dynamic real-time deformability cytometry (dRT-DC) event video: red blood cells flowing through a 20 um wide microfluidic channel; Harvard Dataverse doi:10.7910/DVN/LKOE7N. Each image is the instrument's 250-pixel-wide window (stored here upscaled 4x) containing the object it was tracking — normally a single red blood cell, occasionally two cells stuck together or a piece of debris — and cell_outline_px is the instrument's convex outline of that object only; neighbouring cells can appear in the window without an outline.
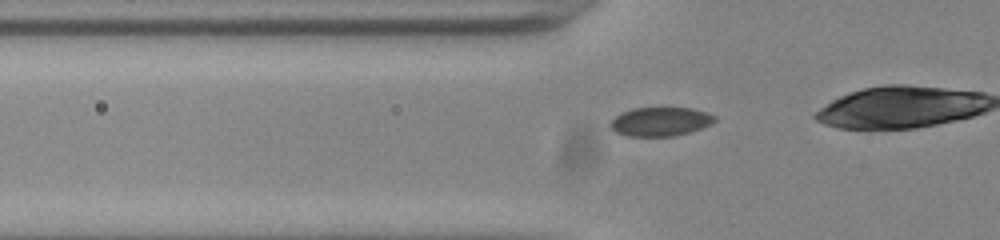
{"species": "common noctule bat (a hibernating species)", "species_latin": "Nyctalus noctula", "temperature_condition": "room temperature", "stored_images_in_passage": 23, "camera_frame_rate_fps": 3000, "um_per_image_px": 0.085, "animal": {"sex": "male", "body_mass_g": 20.0, "forearm_length_mm": 53.3}, "frame": {"image": 1, "passage_image": 17, "time_ms": 5.333, "image_size_px": [1000, 240], "cell_outline_px": [[716, 120], [700, 128], [676, 136], [628, 136], [616, 132], [608, 124], [620, 112], [632, 108], [692, 108], [716, 116]], "centroid_in_image_um": [56.09, 10.33], "position_along_channel_um": 69.7, "area_um2": 17.4}}
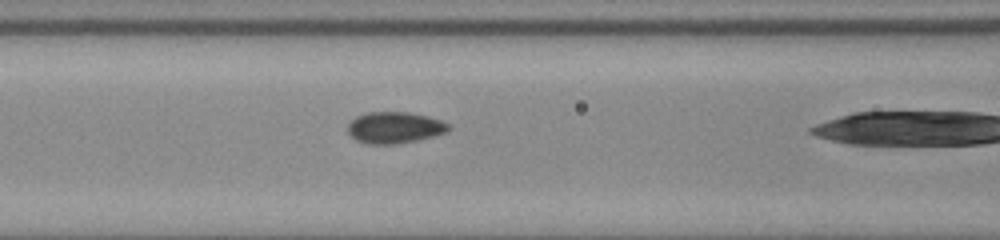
{"frame": {"image": 2, "passage_image": 22, "time_ms": 7.0, "image_size_px": [1000, 240], "cell_outline_px": [[452, 128], [448, 132], [416, 140], [396, 144], [368, 144], [356, 140], [348, 132], [348, 124], [356, 116], [368, 112], [408, 112], [428, 116], [440, 120], [448, 124]], "centroid_in_image_um": [33.55, 10.84], "position_along_channel_um": 133.1, "area_um2": 18.44}}